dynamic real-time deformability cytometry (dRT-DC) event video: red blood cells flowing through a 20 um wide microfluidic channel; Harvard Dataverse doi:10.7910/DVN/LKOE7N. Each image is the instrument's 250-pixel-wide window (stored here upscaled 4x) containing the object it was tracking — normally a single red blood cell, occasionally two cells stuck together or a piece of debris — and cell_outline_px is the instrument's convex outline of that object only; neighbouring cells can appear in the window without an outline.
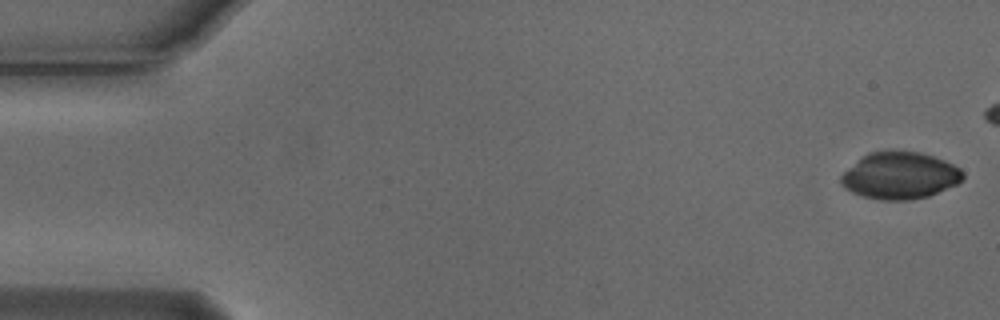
{"species": "Egyptian fruit bat (a non-hibernating species)", "species_latin": "Rousettus aegyptiacus", "temperature_condition": "cold", "stored_images_in_passage": 16, "camera_frame_rate_fps": 3000, "um_per_image_px": 0.085, "animal": {"sex": "male"}, "frame": {"image": 1, "passage_image": 1, "time_ms": 0.0, "image_size_px": [1000, 320], "cell_outline_px": [[964, 180], [956, 184], [928, 196], [908, 200], [880, 200], [864, 196], [852, 192], [844, 188], [840, 184], [840, 176], [844, 172], [868, 152], [892, 148], [920, 152], [944, 160], [960, 168], [964, 172]], "centroid_in_image_um": [76.49, 14.89], "position_along_channel_um": 8.5, "area_um2": 33.7}}